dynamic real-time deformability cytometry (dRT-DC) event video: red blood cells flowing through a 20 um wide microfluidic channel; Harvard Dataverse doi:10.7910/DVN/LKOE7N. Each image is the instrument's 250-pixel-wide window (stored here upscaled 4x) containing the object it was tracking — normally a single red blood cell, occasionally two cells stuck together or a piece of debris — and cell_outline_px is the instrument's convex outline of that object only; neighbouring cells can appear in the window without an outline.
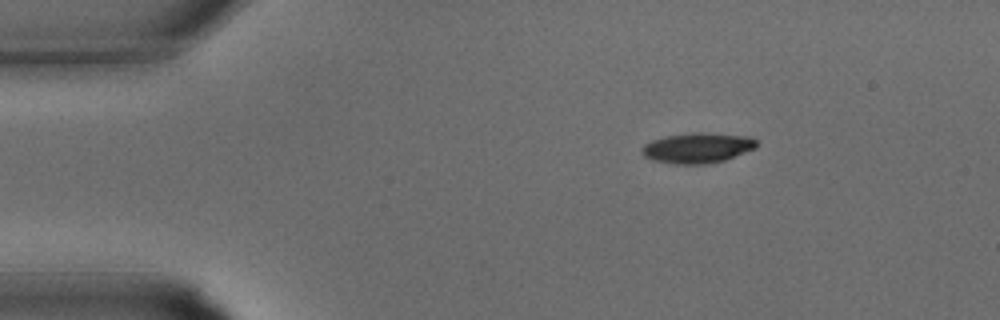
{"species": "common noctule bat (a hibernating species)", "species_latin": "Nyctalus noctula", "temperature_condition": "warm", "stored_images_in_passage": 33, "camera_frame_rate_fps": 3000, "um_per_image_px": 0.085, "animal": {"sex": "male", "body_mass_g": 15.6}, "frame": {"image": 1, "passage_image": 5, "time_ms": 1.333, "image_size_px": [1000, 320], "cell_outline_px": [[756, 148], [724, 160], [704, 164], [676, 164], [652, 160], [644, 156], [640, 152], [640, 148], [644, 144], [652, 140], [668, 136], [692, 132], [700, 132], [748, 136], [756, 140]], "centroid_in_image_um": [59.25, 12.57], "position_along_channel_um": 25.8, "area_um2": 20.17}}
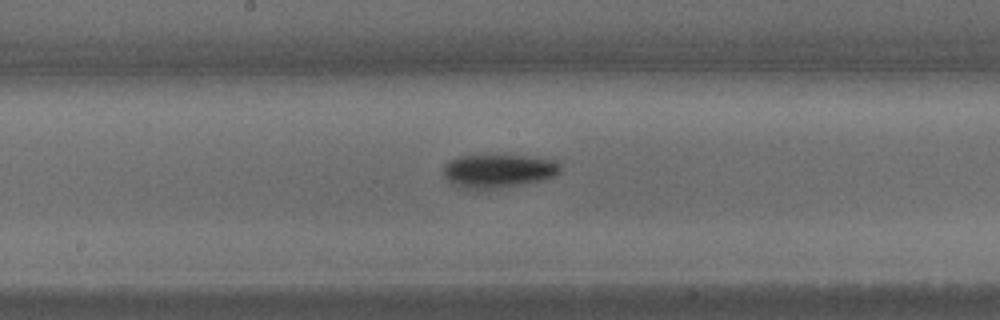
{"frame": {"image": 2, "passage_image": 17, "time_ms": 5.333, "image_size_px": [1000, 320], "cell_outline_px": [[560, 172], [556, 176], [540, 180], [520, 184], [496, 188], [464, 188], [452, 184], [444, 176], [444, 164], [448, 160], [460, 156], [524, 156], [548, 160], [556, 164], [560, 168]], "centroid_in_image_um": [42.28, 14.53], "position_along_channel_um": 205.9, "area_um2": 22.08}}
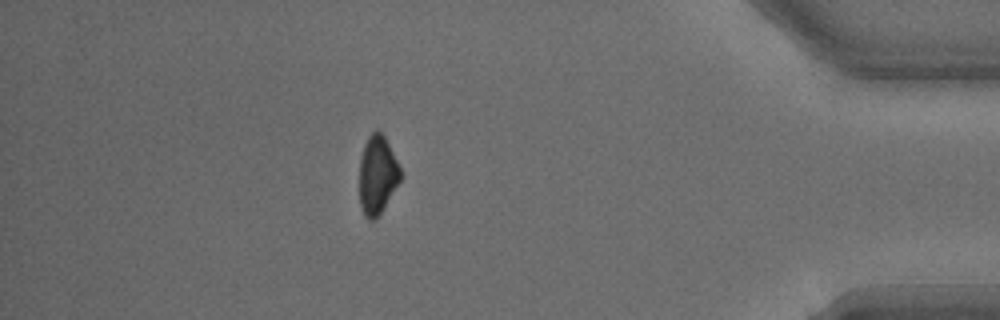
{"frame": {"image": 3, "passage_image": 29, "time_ms": 9.333, "image_size_px": [1000, 320], "cell_outline_px": [[400, 180], [384, 208], [376, 220], [368, 220], [364, 216], [360, 204], [360, 156], [364, 144], [368, 136], [376, 128], [384, 136], [400, 168]], "centroid_in_image_um": [32.05, 14.89], "position_along_channel_um": 403.1, "area_um2": 18.67}}